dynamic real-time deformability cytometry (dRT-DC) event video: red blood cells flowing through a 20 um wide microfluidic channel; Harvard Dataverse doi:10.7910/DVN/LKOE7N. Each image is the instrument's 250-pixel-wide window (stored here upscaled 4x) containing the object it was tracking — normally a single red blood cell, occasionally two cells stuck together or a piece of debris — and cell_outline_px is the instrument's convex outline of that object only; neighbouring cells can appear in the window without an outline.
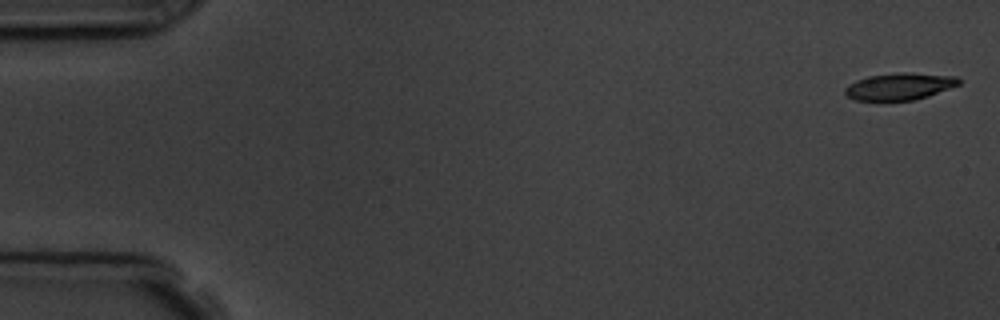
{"species": "common noctule bat (a hibernating species)", "species_latin": "Nyctalus noctula", "temperature_condition": "room temperature", "stored_images_in_passage": 5, "camera_frame_rate_fps": 3000, "um_per_image_px": 0.085, "animal": {"sex": "male", "body_mass_g": 19.5, "forearm_length_mm": 54.6}, "frame": {"image": 1, "passage_image": 1, "time_ms": 0.0, "image_size_px": [1000, 320], "cell_outline_px": [[960, 84], [928, 96], [916, 100], [856, 100], [848, 96], [844, 92], [844, 88], [848, 84], [856, 80], [868, 76], [900, 72], [904, 72], [956, 76], [960, 80]], "centroid_in_image_um": [76.45, 7.34], "position_along_channel_um": 8.6, "area_um2": 17.8}}
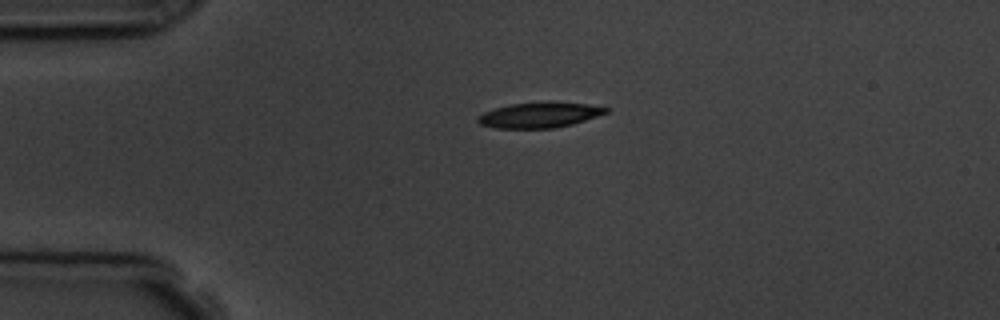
{"frame": {"image": 2, "passage_image": 4, "time_ms": 3.667, "image_size_px": [1000, 320], "cell_outline_px": [[608, 112], [572, 124], [556, 128], [496, 128], [480, 124], [476, 120], [476, 116], [484, 112], [496, 108], [512, 104], [548, 100], [588, 104], [608, 108]], "centroid_in_image_um": [45.84, 9.76], "position_along_channel_um": 39.2, "area_um2": 19.13}}